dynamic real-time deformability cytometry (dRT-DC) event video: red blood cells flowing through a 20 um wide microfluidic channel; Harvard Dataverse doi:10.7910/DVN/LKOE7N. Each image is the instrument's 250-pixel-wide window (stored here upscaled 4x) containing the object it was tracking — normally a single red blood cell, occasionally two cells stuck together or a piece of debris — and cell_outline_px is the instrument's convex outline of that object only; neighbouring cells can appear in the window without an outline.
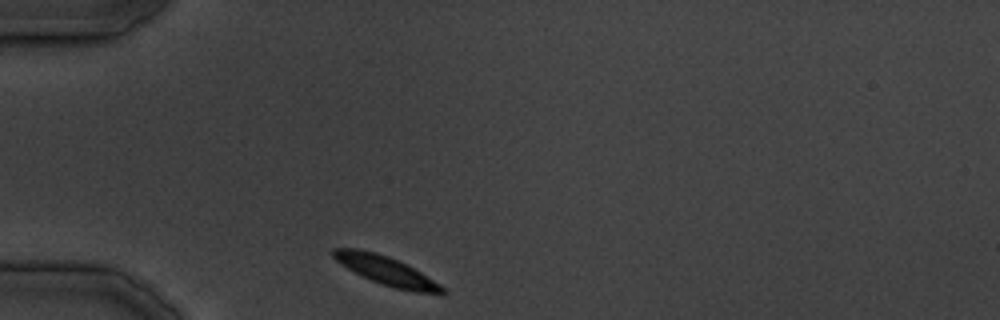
{"species": "common noctule bat (a hibernating species)", "species_latin": "Nyctalus noctula", "temperature_condition": "cold", "stored_images_in_passage": 5, "camera_frame_rate_fps": 3000, "um_per_image_px": 0.085, "animal": {"sex": "male", "body_mass_g": 19.5, "forearm_length_mm": 54.6}, "frame": {"image": 1, "passage_image": 1, "time_ms": 0.0, "image_size_px": [1000, 320], "cell_outline_px": [[448, 292], [444, 296], [440, 296], [416, 292], [396, 288], [372, 280], [340, 264], [332, 256], [332, 248], [360, 248], [376, 252], [388, 256], [408, 264], [440, 284]], "centroid_in_image_um": [32.92, 23.02], "position_along_channel_um": 52.1, "area_um2": 18.44}}